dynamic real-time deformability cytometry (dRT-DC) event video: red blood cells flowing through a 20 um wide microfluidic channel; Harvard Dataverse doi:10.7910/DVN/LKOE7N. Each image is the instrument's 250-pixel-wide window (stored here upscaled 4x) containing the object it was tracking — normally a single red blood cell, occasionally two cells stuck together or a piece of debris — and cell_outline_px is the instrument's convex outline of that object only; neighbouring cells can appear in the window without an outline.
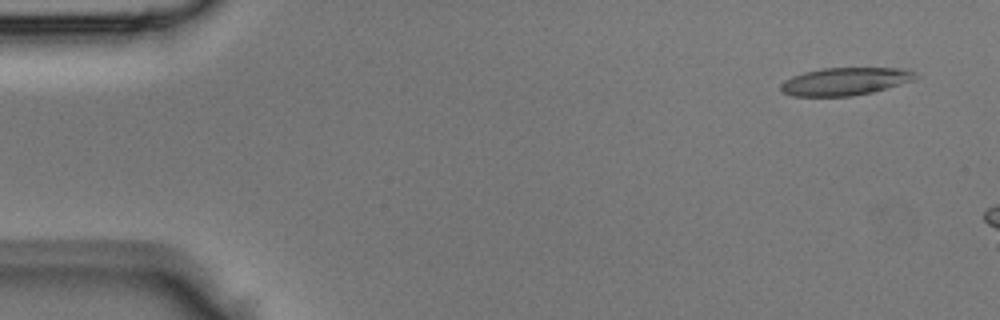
{"species": "Egyptian fruit bat (a non-hibernating species)", "species_latin": "Rousettus aegyptiacus", "temperature_condition": "room temperature", "stored_images_in_passage": 7, "camera_frame_rate_fps": 3000, "um_per_image_px": 0.085, "animal": {"sex": "male"}, "frame": {"image": 1, "passage_image": 3, "time_ms": 0.667, "image_size_px": [1000, 320], "cell_outline_px": [[916, 80], [872, 92], [852, 96], [792, 96], [780, 92], [780, 84], [784, 80], [792, 76], [804, 72], [824, 68], [908, 68], [916, 72]], "centroid_in_image_um": [71.84, 6.92], "position_along_channel_um": 13.2, "area_um2": 21.96}}